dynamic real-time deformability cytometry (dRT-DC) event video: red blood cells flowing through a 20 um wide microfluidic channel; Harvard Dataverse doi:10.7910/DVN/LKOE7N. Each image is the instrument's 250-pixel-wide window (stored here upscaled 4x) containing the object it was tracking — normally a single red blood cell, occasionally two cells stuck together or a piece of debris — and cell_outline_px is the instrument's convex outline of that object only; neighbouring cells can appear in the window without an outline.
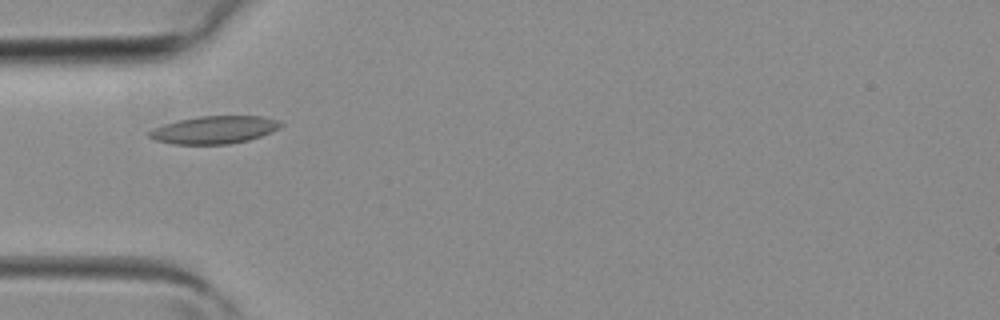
{"species": "common noctule bat (a hibernating species)", "species_latin": "Nyctalus noctula", "temperature_condition": "room temperature", "stored_images_in_passage": 5, "camera_frame_rate_fps": 3000, "um_per_image_px": 0.085, "animal": {"sex": "female", "body_mass_g": 19.3, "forearm_length_mm": 54.1}, "frame": {"image": 1, "passage_image": 5, "time_ms": 1.333, "image_size_px": [1000, 320], "cell_outline_px": [[284, 124], [280, 128], [272, 132], [248, 140], [228, 144], [172, 144], [156, 140], [148, 136], [148, 132], [152, 128], [176, 120], [200, 116], [264, 116], [276, 120]], "centroid_in_image_um": [18.21, 11.03], "position_along_channel_um": 66.8, "area_um2": 21.27}}